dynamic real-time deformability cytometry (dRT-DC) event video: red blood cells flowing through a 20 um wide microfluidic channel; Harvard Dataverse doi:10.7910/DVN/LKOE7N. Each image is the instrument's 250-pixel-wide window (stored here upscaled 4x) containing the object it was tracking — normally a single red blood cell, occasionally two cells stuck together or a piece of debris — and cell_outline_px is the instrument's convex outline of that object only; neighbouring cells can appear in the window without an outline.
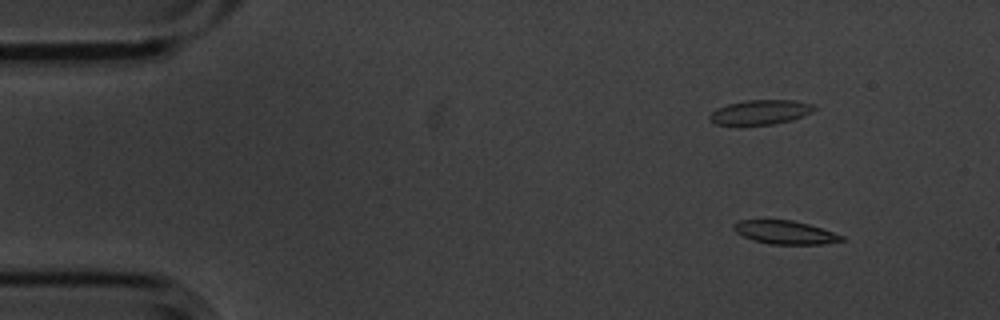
{"species": "common noctule bat (a hibernating species)", "species_latin": "Nyctalus noctula", "temperature_condition": "cold", "stored_images_in_passage": 4, "camera_frame_rate_fps": 3000, "um_per_image_px": 0.085, "animal": {"sex": "male", "body_mass_g": 20.1, "forearm_length_mm": 53.5}, "frame": {"image": 1, "passage_image": 1, "time_ms": 0.0, "image_size_px": [1000, 320], "cell_outline_px": [[844, 240], [824, 244], [772, 244], [752, 240], [736, 232], [732, 228], [732, 224], [740, 220], [792, 220], [808, 224], [844, 236]], "centroid_in_image_um": [66.7, 19.75], "position_along_channel_um": 18.3, "area_um2": 14.57}}